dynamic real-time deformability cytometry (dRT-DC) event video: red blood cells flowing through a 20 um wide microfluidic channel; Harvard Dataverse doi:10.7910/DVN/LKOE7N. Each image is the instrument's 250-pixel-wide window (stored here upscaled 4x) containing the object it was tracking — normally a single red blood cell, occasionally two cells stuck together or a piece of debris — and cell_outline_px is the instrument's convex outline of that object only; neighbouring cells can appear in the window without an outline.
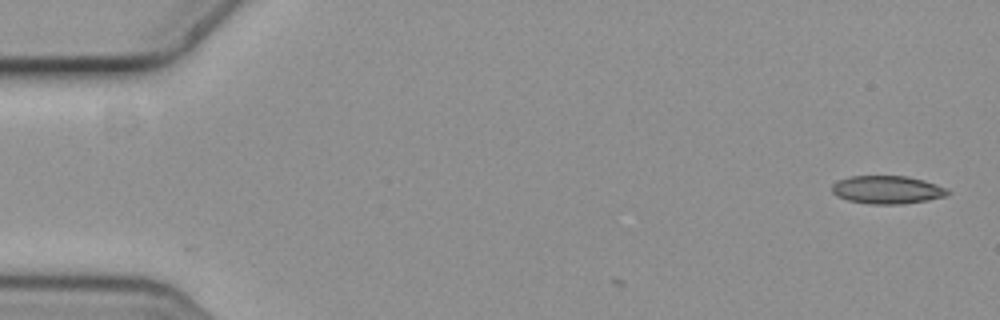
{"species": "common noctule bat (a hibernating species)", "species_latin": "Nyctalus noctula", "temperature_condition": "cold", "stored_images_in_passage": 3, "camera_frame_rate_fps": 3000, "um_per_image_px": 0.085, "animal": {"sex": "female", "body_mass_g": 19.3, "forearm_length_mm": 54.1}, "frame": {"image": 1, "passage_image": 1, "time_ms": 0.0, "image_size_px": [1000, 320], "cell_outline_px": [[952, 192], [944, 196], [904, 204], [872, 204], [848, 200], [836, 196], [832, 192], [832, 184], [840, 180], [852, 176], [908, 176], [924, 180], [944, 188]], "centroid_in_image_um": [75.38, 16.13], "position_along_channel_um": 9.6, "area_um2": 18.67}}